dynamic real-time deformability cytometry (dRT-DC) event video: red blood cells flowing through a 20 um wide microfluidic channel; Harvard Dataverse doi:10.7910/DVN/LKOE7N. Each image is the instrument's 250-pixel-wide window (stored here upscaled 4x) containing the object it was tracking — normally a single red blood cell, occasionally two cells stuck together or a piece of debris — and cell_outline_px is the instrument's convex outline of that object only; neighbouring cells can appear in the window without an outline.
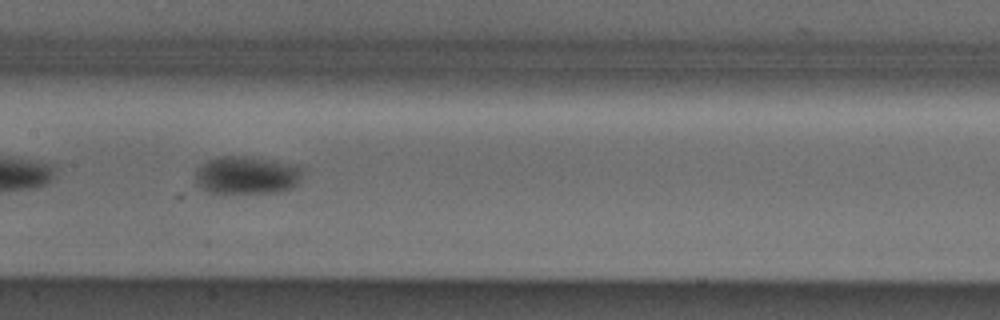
{"species": "Egyptian fruit bat (a non-hibernating species)", "species_latin": "Rousettus aegyptiacus", "temperature_condition": "cold", "stored_images_in_passage": 40, "camera_frame_rate_fps": 3000, "um_per_image_px": 0.085, "animal": {"sex": "male"}, "frame": {"image": 1, "passage_image": 17, "time_ms": 5.333, "image_size_px": [1000, 320], "cell_outline_px": [[300, 180], [292, 188], [280, 192], [224, 196], [220, 196], [208, 192], [200, 188], [196, 184], [196, 168], [208, 160], [220, 156], [248, 156], [276, 160], [296, 164], [300, 168]], "centroid_in_image_um": [20.92, 14.94], "position_along_channel_um": 186.5, "area_um2": 24.8}}
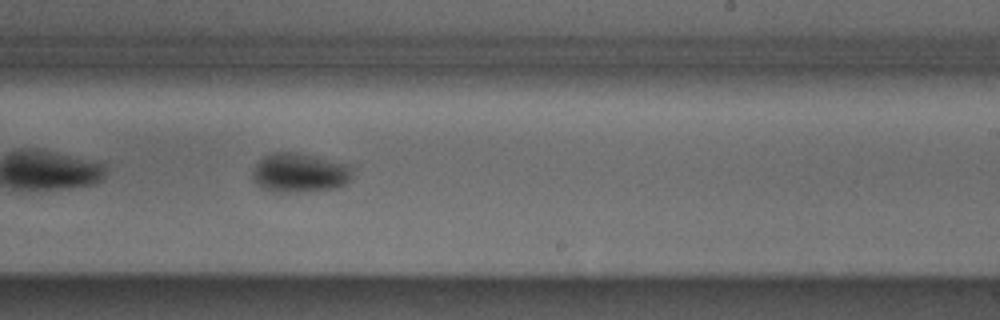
{"frame": {"image": 2, "passage_image": 23, "time_ms": 7.333, "image_size_px": [1000, 320], "cell_outline_px": [[352, 180], [348, 184], [340, 188], [308, 192], [272, 192], [260, 188], [252, 180], [252, 172], [256, 164], [264, 156], [272, 152], [300, 152], [352, 164]], "centroid_in_image_um": [25.53, 14.7], "position_along_channel_um": 263.5, "area_um2": 23.87}}